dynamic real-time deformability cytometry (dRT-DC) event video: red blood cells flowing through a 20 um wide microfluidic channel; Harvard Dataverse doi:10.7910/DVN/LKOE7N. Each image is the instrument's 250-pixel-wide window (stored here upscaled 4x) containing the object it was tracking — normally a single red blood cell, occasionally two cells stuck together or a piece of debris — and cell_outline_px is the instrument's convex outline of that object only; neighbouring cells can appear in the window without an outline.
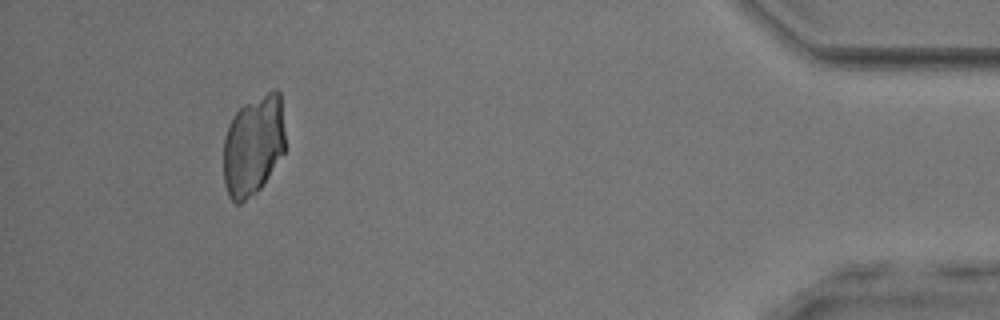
{"species": "common noctule bat (a hibernating species)", "species_latin": "Nyctalus noctula", "temperature_condition": "room temperature", "stored_images_in_passage": 52, "camera_frame_rate_fps": 3000, "um_per_image_px": 0.085, "animal": {"sex": "male", "body_mass_g": 17.9, "forearm_length_mm": 54.2}, "frame": {"image": 1, "passage_image": 48, "time_ms": 15.667, "image_size_px": [1000, 320], "cell_outline_px": [[284, 152], [264, 184], [256, 192], [240, 204], [236, 204], [228, 196], [224, 184], [224, 136], [228, 124], [232, 116], [244, 104], [276, 88], [280, 92], [284, 132]], "centroid_in_image_um": [21.51, 12.37], "position_along_channel_um": 413.7, "area_um2": 36.18}}